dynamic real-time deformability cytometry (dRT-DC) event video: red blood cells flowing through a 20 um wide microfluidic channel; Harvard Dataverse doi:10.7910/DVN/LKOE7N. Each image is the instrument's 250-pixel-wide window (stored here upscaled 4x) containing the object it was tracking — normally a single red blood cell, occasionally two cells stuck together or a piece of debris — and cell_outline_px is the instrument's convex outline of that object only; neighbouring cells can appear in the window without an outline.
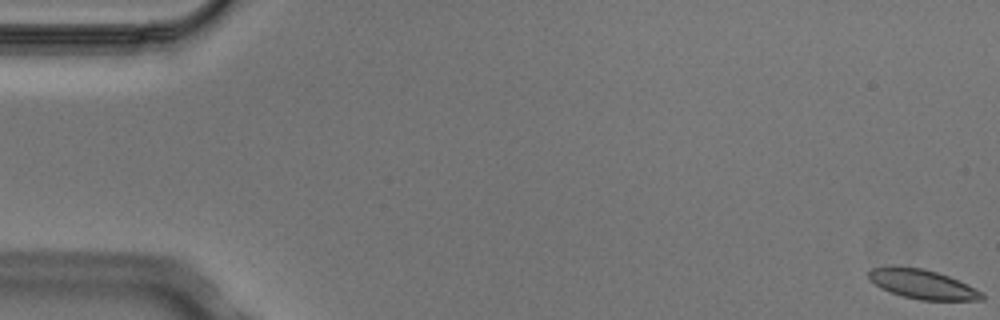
{"species": "Egyptian fruit bat (a non-hibernating species)", "species_latin": "Rousettus aegyptiacus", "temperature_condition": "cold", "stored_images_in_passage": 5, "camera_frame_rate_fps": 3000, "um_per_image_px": 0.085, "animal": {"sex": "male"}, "frame": {"image": 1, "passage_image": 1, "time_ms": 0.0, "image_size_px": [1000, 320], "cell_outline_px": [[984, 300], [920, 300], [904, 296], [880, 288], [868, 280], [868, 272], [872, 268], [924, 268], [948, 276], [968, 284], [984, 292]], "centroid_in_image_um": [78.47, 24.19], "position_along_channel_um": 6.5, "area_um2": 19.02}}
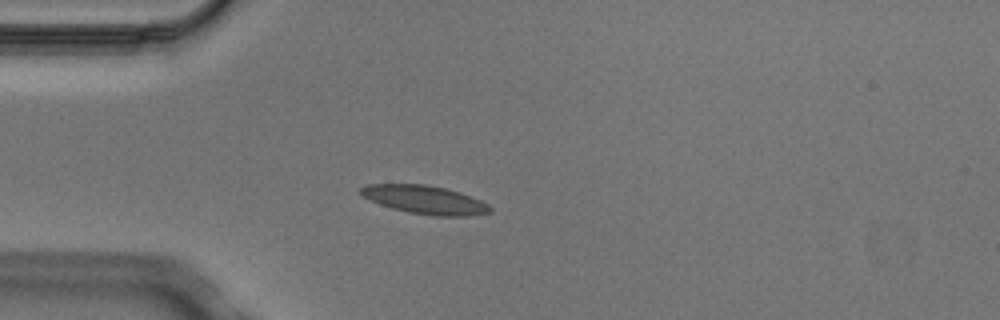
{"frame": {"image": 2, "passage_image": 5, "time_ms": 1.333, "image_size_px": [1000, 320], "cell_outline_px": [[492, 212], [468, 216], [432, 216], [408, 212], [392, 208], [368, 200], [356, 192], [364, 184], [428, 184], [460, 192], [480, 200], [488, 204], [492, 208]], "centroid_in_image_um": [36.07, 16.97], "position_along_channel_um": 48.9, "area_um2": 21.68}}